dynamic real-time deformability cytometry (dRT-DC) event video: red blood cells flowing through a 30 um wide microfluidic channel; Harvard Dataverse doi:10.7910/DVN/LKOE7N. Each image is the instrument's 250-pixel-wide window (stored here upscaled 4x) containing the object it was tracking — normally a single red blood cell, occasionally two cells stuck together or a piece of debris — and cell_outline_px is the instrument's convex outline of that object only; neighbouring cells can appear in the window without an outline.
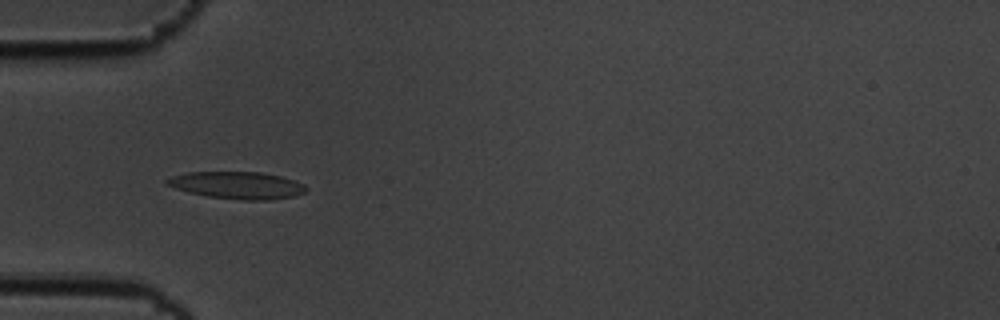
{"species": "common noctule bat (a hibernating species)", "species_latin": "Nyctalus noctula", "temperature_condition": "cold", "stored_images_in_passage": 57, "camera_frame_rate_fps": 3000, "um_per_image_px": 0.085, "animal": {"sex": "male", "body_mass_g": 19.5, "forearm_length_mm": 54.6}, "frame": {"image": 1, "passage_image": 18, "time_ms": 5.667, "image_size_px": [1000, 320], "cell_outline_px": [[308, 188], [304, 192], [296, 196], [268, 200], [244, 200], [208, 196], [188, 192], [164, 184], [164, 180], [172, 176], [188, 172], [260, 172], [280, 176], [304, 184]], "centroid_in_image_um": [20.15, 15.74], "position_along_channel_um": 64.8, "area_um2": 21.96}}
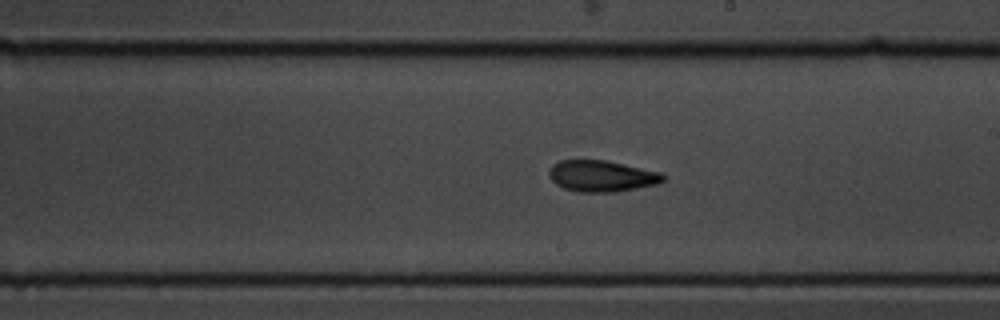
{"frame": {"image": 2, "passage_image": 33, "time_ms": 10.667, "image_size_px": [1000, 320], "cell_outline_px": [[664, 180], [660, 184], [616, 192], [576, 192], [564, 188], [556, 184], [548, 176], [548, 172], [552, 164], [560, 160], [604, 160], [624, 164], [660, 172], [664, 176]], "centroid_in_image_um": [51.13, 14.97], "position_along_channel_um": 237.9, "area_um2": 20.92}}
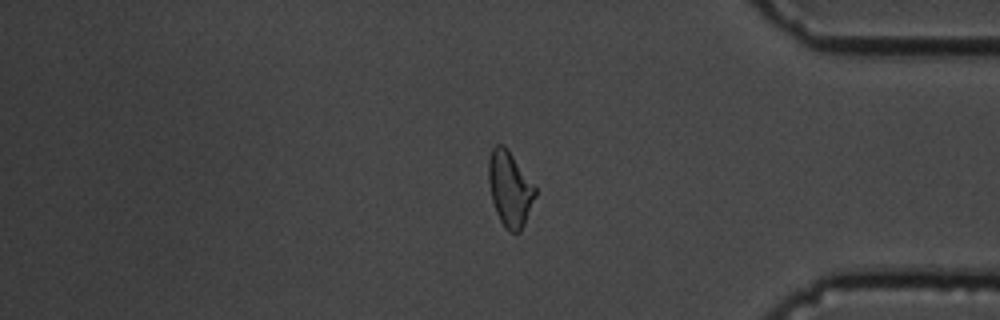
{"frame": {"image": 3, "passage_image": 48, "time_ms": 15.667, "image_size_px": [1000, 320], "cell_outline_px": [[536, 196], [524, 224], [520, 232], [508, 232], [504, 228], [496, 212], [492, 200], [488, 180], [488, 160], [492, 148], [496, 144], [504, 144], [508, 148], [536, 188]], "centroid_in_image_um": [43.32, 16.04], "position_along_channel_um": 391.9, "area_um2": 20.52}, "authors_computed_cell_mechanics": {"area_um2": 20.519, "velocity_mm_per_s": 3.4869, "shape_relaxation_time_tau1_ms": 3.4594, "shape_relaxation_time_tau2_ms": 3.6853, "deformation_change_tau1": 0.1424, "deformation_change_tau2": 0.122}}